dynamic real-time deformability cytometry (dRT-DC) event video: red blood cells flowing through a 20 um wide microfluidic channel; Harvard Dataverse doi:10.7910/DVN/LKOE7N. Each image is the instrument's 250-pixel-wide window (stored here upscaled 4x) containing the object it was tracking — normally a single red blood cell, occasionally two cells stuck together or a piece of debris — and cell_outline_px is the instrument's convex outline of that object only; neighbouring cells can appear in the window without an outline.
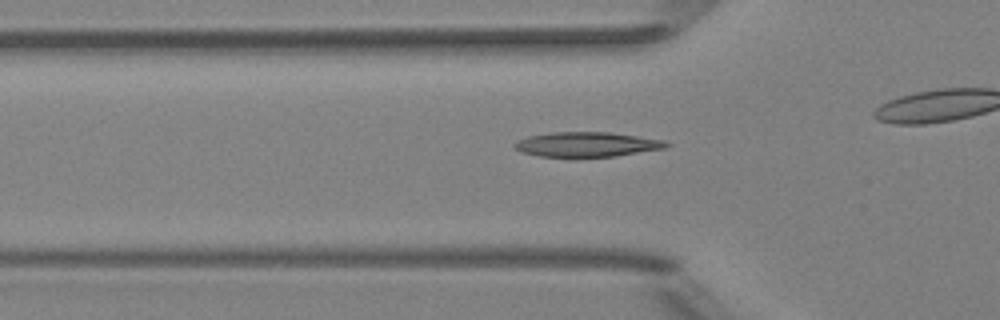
{"species": "Egyptian fruit bat (a non-hibernating species)", "species_latin": "Rousettus aegyptiacus", "temperature_condition": "room temperature", "stored_images_in_passage": 48, "camera_frame_rate_fps": 3000, "um_per_image_px": 0.085, "animal": {"sex": "female"}, "frame": {"image": 1, "passage_image": 14, "time_ms": 4.333, "image_size_px": [1000, 320], "cell_outline_px": [[672, 144], [668, 148], [616, 156], [568, 160], [540, 156], [520, 152], [512, 148], [512, 144], [516, 140], [528, 136], [552, 132], [608, 132], [664, 140]], "centroid_in_image_um": [49.82, 12.32], "position_along_channel_um": 76.0, "area_um2": 23.06}}
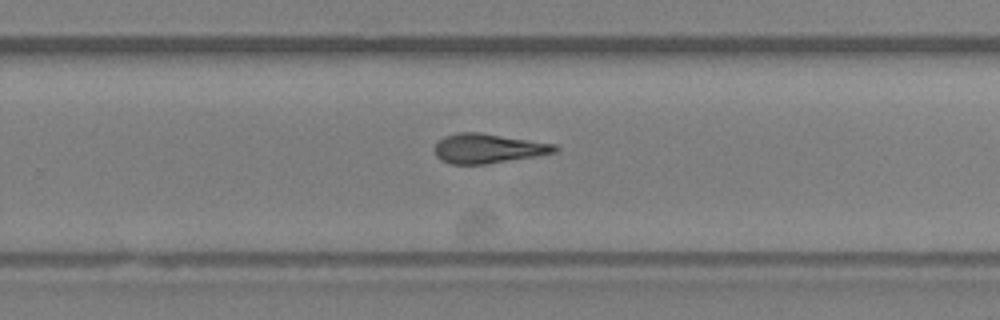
{"frame": {"image": 2, "passage_image": 30, "time_ms": 9.667, "image_size_px": [1000, 320], "cell_outline_px": [[560, 148], [556, 152], [536, 156], [484, 164], [452, 164], [440, 160], [436, 156], [432, 148], [444, 136], [460, 132], [480, 132], [556, 144]], "centroid_in_image_um": [41.47, 12.61], "position_along_channel_um": 288.3, "area_um2": 20.75}}
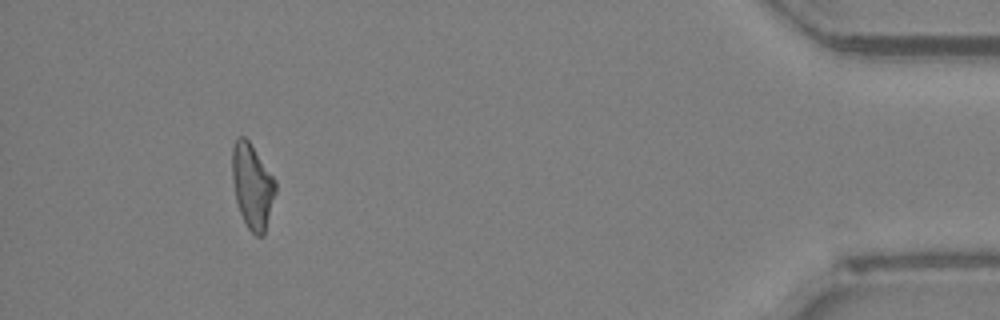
{"frame": {"image": 3, "passage_image": 44, "time_ms": 14.333, "image_size_px": [1000, 320], "cell_outline_px": [[276, 192], [264, 236], [256, 236], [248, 228], [240, 212], [236, 200], [232, 180], [232, 148], [236, 140], [240, 136], [244, 136], [248, 140], [276, 180]], "centroid_in_image_um": [21.45, 15.83], "position_along_channel_um": 413.7, "area_um2": 21.33}, "authors_computed_cell_mechanics": {"area_um2": 21.4438, "velocity_mm_per_s": 4.0018, "shape_relaxation_time_tau1_ms": null, "shape_relaxation_time_tau2_ms": 3.7989, "deformation_change_tau1": null, "deformation_change_tau2": 0.1329}}